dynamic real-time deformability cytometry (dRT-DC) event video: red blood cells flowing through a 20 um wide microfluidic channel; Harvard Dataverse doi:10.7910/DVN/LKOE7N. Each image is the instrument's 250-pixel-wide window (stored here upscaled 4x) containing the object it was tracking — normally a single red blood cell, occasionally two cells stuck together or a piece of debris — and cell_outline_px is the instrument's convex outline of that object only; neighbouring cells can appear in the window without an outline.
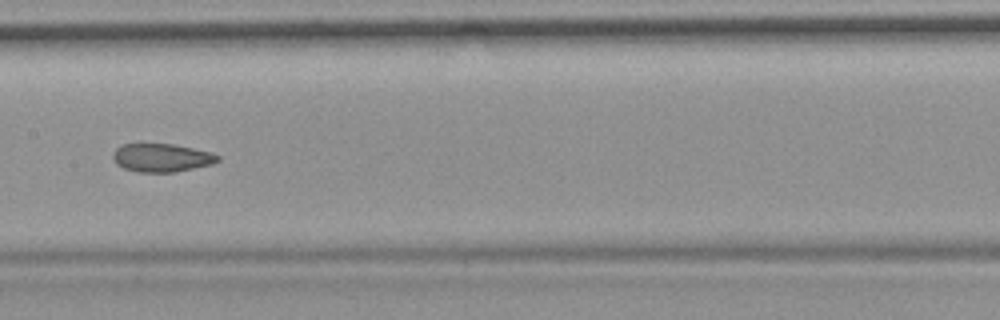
{"species": "common noctule bat (a hibernating species)", "species_latin": "Nyctalus noctula", "temperature_condition": "room temperature", "stored_images_in_passage": 9, "camera_frame_rate_fps": 3000, "um_per_image_px": 0.085, "animal": {"sex": "female", "body_mass_g": 19.9}, "frame": {"image": 1, "passage_image": 6, "time_ms": 6.0, "image_size_px": [1000, 320], "cell_outline_px": [[220, 160], [212, 164], [172, 172], [136, 172], [124, 168], [116, 164], [112, 160], [112, 152], [120, 144], [172, 144], [212, 152], [220, 156]], "centroid_in_image_um": [13.7, 13.4], "position_along_channel_um": 193.7, "area_um2": 17.34}}